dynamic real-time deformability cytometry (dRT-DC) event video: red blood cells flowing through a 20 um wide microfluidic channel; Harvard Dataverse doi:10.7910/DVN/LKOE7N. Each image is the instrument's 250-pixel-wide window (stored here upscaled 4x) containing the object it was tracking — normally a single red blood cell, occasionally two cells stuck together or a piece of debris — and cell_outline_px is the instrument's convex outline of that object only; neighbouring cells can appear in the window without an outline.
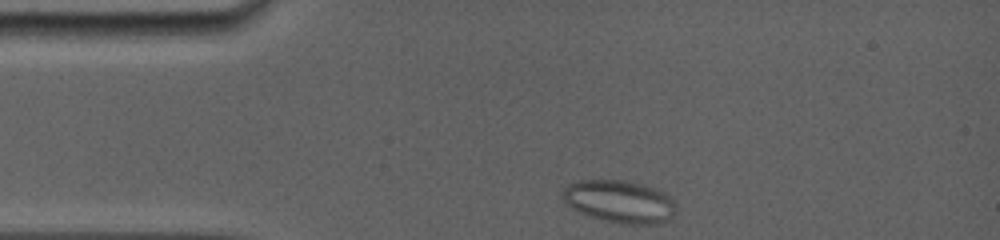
{"species": "common noctule bat (a hibernating species)", "species_latin": "Nyctalus noctula", "temperature_condition": "room temperature", "stored_images_in_passage": 56, "camera_frame_rate_fps": 5000, "um_per_image_px": 0.085, "animal": {"sex": "female", "body_mass_g": 19.0, "forearm_length_mm": 56.7}, "frame": {"image": 1, "passage_image": 1, "time_ms": 0.0, "image_size_px": [1000, 240], "cell_outline_px": [[672, 216], [668, 220], [660, 224], [624, 224], [604, 220], [588, 216], [572, 208], [564, 200], [564, 188], [568, 184], [580, 180], [624, 180], [656, 188], [664, 192], [672, 200]], "centroid_in_image_um": [52.64, 17.13], "position_along_channel_um": 32.4, "area_um2": 27.74}}
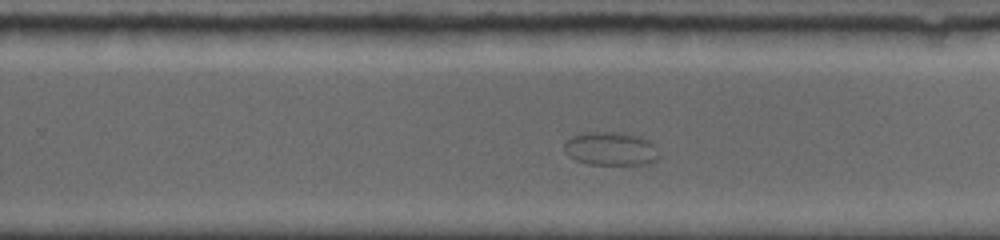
{"frame": {"image": 2, "passage_image": 37, "time_ms": 8.0, "image_size_px": [1000, 240], "cell_outline_px": [[660, 156], [656, 160], [648, 164], [588, 164], [576, 160], [568, 156], [564, 152], [564, 140], [572, 136], [588, 132], [620, 132], [640, 136], [648, 140], [652, 144]], "centroid_in_image_um": [51.88, 12.64], "position_along_channel_um": 277.9, "area_um2": 18.55}}
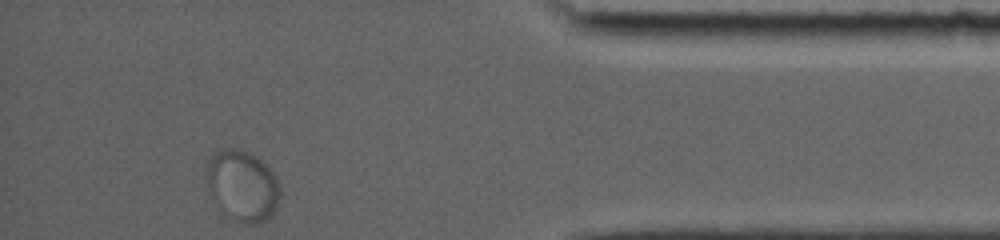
{"frame": {"image": 3, "passage_image": 56, "time_ms": 12.6, "image_size_px": [1000, 240], "cell_outline_px": [[280, 200], [276, 208], [260, 224], [244, 224], [220, 216], [208, 192], [208, 164], [212, 156], [220, 148], [236, 148], [256, 156], [272, 172], [280, 184]], "centroid_in_image_um": [20.58, 15.85], "position_along_channel_um": 414.6, "area_um2": 30.87}}